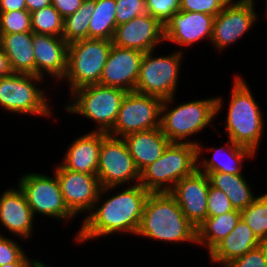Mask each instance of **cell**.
Returning a JSON list of instances; mask_svg holds the SVG:
<instances>
[{
    "label": "cell",
    "instance_id": "obj_1",
    "mask_svg": "<svg viewBox=\"0 0 267 267\" xmlns=\"http://www.w3.org/2000/svg\"><path fill=\"white\" fill-rule=\"evenodd\" d=\"M117 188L119 186L101 188L92 211L78 226L79 231L74 236L76 243L85 245V242L93 239L95 241L97 238H108L115 234L121 237L127 234L136 235L149 192L140 183L120 186L122 190ZM115 189L118 192L113 194Z\"/></svg>",
    "mask_w": 267,
    "mask_h": 267
},
{
    "label": "cell",
    "instance_id": "obj_2",
    "mask_svg": "<svg viewBox=\"0 0 267 267\" xmlns=\"http://www.w3.org/2000/svg\"><path fill=\"white\" fill-rule=\"evenodd\" d=\"M202 98L184 101L178 105H175V100L178 99L176 96L163 99L160 129L170 142L197 145L201 140H195L193 135L197 136L209 126L215 129L218 128L215 127L214 119L216 120L222 109H225L223 108L225 105L224 99L222 96H217V94L213 97L211 95V97Z\"/></svg>",
    "mask_w": 267,
    "mask_h": 267
},
{
    "label": "cell",
    "instance_id": "obj_3",
    "mask_svg": "<svg viewBox=\"0 0 267 267\" xmlns=\"http://www.w3.org/2000/svg\"><path fill=\"white\" fill-rule=\"evenodd\" d=\"M140 236L167 245L197 244V228L184 216L169 192L149 193L147 196L135 237Z\"/></svg>",
    "mask_w": 267,
    "mask_h": 267
},
{
    "label": "cell",
    "instance_id": "obj_4",
    "mask_svg": "<svg viewBox=\"0 0 267 267\" xmlns=\"http://www.w3.org/2000/svg\"><path fill=\"white\" fill-rule=\"evenodd\" d=\"M226 121H223L227 139L252 149L256 154L265 134L264 114L244 76L234 75L229 92Z\"/></svg>",
    "mask_w": 267,
    "mask_h": 267
},
{
    "label": "cell",
    "instance_id": "obj_5",
    "mask_svg": "<svg viewBox=\"0 0 267 267\" xmlns=\"http://www.w3.org/2000/svg\"><path fill=\"white\" fill-rule=\"evenodd\" d=\"M127 91L101 84L80 87L68 94L64 110L67 114L80 115L96 127L91 131L109 133L115 124L120 106Z\"/></svg>",
    "mask_w": 267,
    "mask_h": 267
},
{
    "label": "cell",
    "instance_id": "obj_6",
    "mask_svg": "<svg viewBox=\"0 0 267 267\" xmlns=\"http://www.w3.org/2000/svg\"><path fill=\"white\" fill-rule=\"evenodd\" d=\"M46 82L47 79L32 74L12 73L1 77L0 109L6 111V114H17L19 117L23 115L44 119L53 117L51 97H48L49 94L46 88L44 89L46 86H43Z\"/></svg>",
    "mask_w": 267,
    "mask_h": 267
},
{
    "label": "cell",
    "instance_id": "obj_7",
    "mask_svg": "<svg viewBox=\"0 0 267 267\" xmlns=\"http://www.w3.org/2000/svg\"><path fill=\"white\" fill-rule=\"evenodd\" d=\"M197 170V145L171 142L162 156L140 172L139 183L149 193L170 192Z\"/></svg>",
    "mask_w": 267,
    "mask_h": 267
},
{
    "label": "cell",
    "instance_id": "obj_8",
    "mask_svg": "<svg viewBox=\"0 0 267 267\" xmlns=\"http://www.w3.org/2000/svg\"><path fill=\"white\" fill-rule=\"evenodd\" d=\"M112 40L80 39L69 43L68 66L63 83L72 91L87 85L100 84Z\"/></svg>",
    "mask_w": 267,
    "mask_h": 267
},
{
    "label": "cell",
    "instance_id": "obj_9",
    "mask_svg": "<svg viewBox=\"0 0 267 267\" xmlns=\"http://www.w3.org/2000/svg\"><path fill=\"white\" fill-rule=\"evenodd\" d=\"M174 50L163 56L161 54L155 56L156 50L144 53L134 91L161 99L177 95L185 53L179 49Z\"/></svg>",
    "mask_w": 267,
    "mask_h": 267
},
{
    "label": "cell",
    "instance_id": "obj_10",
    "mask_svg": "<svg viewBox=\"0 0 267 267\" xmlns=\"http://www.w3.org/2000/svg\"><path fill=\"white\" fill-rule=\"evenodd\" d=\"M17 184L23 191L34 217L42 215L62 223L76 219L64 203L58 179L53 172L51 176L28 171L19 176Z\"/></svg>",
    "mask_w": 267,
    "mask_h": 267
},
{
    "label": "cell",
    "instance_id": "obj_11",
    "mask_svg": "<svg viewBox=\"0 0 267 267\" xmlns=\"http://www.w3.org/2000/svg\"><path fill=\"white\" fill-rule=\"evenodd\" d=\"M96 175L101 187L130 186L139 183L140 171L123 138L112 137L102 132Z\"/></svg>",
    "mask_w": 267,
    "mask_h": 267
},
{
    "label": "cell",
    "instance_id": "obj_12",
    "mask_svg": "<svg viewBox=\"0 0 267 267\" xmlns=\"http://www.w3.org/2000/svg\"><path fill=\"white\" fill-rule=\"evenodd\" d=\"M163 99L138 93L127 92L122 100L113 129L108 135L123 138L134 132H143L160 128Z\"/></svg>",
    "mask_w": 267,
    "mask_h": 267
},
{
    "label": "cell",
    "instance_id": "obj_13",
    "mask_svg": "<svg viewBox=\"0 0 267 267\" xmlns=\"http://www.w3.org/2000/svg\"><path fill=\"white\" fill-rule=\"evenodd\" d=\"M256 4L254 1H229L215 16L210 42L215 51L225 52L259 23L257 20L262 14L256 11Z\"/></svg>",
    "mask_w": 267,
    "mask_h": 267
},
{
    "label": "cell",
    "instance_id": "obj_14",
    "mask_svg": "<svg viewBox=\"0 0 267 267\" xmlns=\"http://www.w3.org/2000/svg\"><path fill=\"white\" fill-rule=\"evenodd\" d=\"M53 173L56 175L63 200L69 211L78 218L88 215L99 196L101 184L97 175L81 174L64 168L59 162Z\"/></svg>",
    "mask_w": 267,
    "mask_h": 267
},
{
    "label": "cell",
    "instance_id": "obj_15",
    "mask_svg": "<svg viewBox=\"0 0 267 267\" xmlns=\"http://www.w3.org/2000/svg\"><path fill=\"white\" fill-rule=\"evenodd\" d=\"M215 16L201 12L179 11L174 13L163 25L165 44L174 43L181 52L198 45L207 39L211 42ZM187 49H185V48ZM185 49V50H184Z\"/></svg>",
    "mask_w": 267,
    "mask_h": 267
},
{
    "label": "cell",
    "instance_id": "obj_16",
    "mask_svg": "<svg viewBox=\"0 0 267 267\" xmlns=\"http://www.w3.org/2000/svg\"><path fill=\"white\" fill-rule=\"evenodd\" d=\"M113 45L136 49L143 53L156 50L164 44V26L148 13L134 17L127 23L116 26Z\"/></svg>",
    "mask_w": 267,
    "mask_h": 267
},
{
    "label": "cell",
    "instance_id": "obj_17",
    "mask_svg": "<svg viewBox=\"0 0 267 267\" xmlns=\"http://www.w3.org/2000/svg\"><path fill=\"white\" fill-rule=\"evenodd\" d=\"M68 48L63 37L33 33L35 75L51 78L60 86L67 72Z\"/></svg>",
    "mask_w": 267,
    "mask_h": 267
},
{
    "label": "cell",
    "instance_id": "obj_18",
    "mask_svg": "<svg viewBox=\"0 0 267 267\" xmlns=\"http://www.w3.org/2000/svg\"><path fill=\"white\" fill-rule=\"evenodd\" d=\"M221 147H206L202 142L197 144V170L201 173L223 172L232 175H244V163L256 157V153L248 148L228 139ZM207 151V152H206ZM204 152V153H203ZM212 153V157H204L205 153Z\"/></svg>",
    "mask_w": 267,
    "mask_h": 267
},
{
    "label": "cell",
    "instance_id": "obj_19",
    "mask_svg": "<svg viewBox=\"0 0 267 267\" xmlns=\"http://www.w3.org/2000/svg\"><path fill=\"white\" fill-rule=\"evenodd\" d=\"M34 221L32 209L19 186L3 190L0 194V225L9 233L8 236L29 241L35 228Z\"/></svg>",
    "mask_w": 267,
    "mask_h": 267
},
{
    "label": "cell",
    "instance_id": "obj_20",
    "mask_svg": "<svg viewBox=\"0 0 267 267\" xmlns=\"http://www.w3.org/2000/svg\"><path fill=\"white\" fill-rule=\"evenodd\" d=\"M209 185L208 176L196 170L178 181L169 192L196 228L207 218Z\"/></svg>",
    "mask_w": 267,
    "mask_h": 267
},
{
    "label": "cell",
    "instance_id": "obj_21",
    "mask_svg": "<svg viewBox=\"0 0 267 267\" xmlns=\"http://www.w3.org/2000/svg\"><path fill=\"white\" fill-rule=\"evenodd\" d=\"M143 56L144 53L139 50L112 45L100 84L122 88L127 92L134 91Z\"/></svg>",
    "mask_w": 267,
    "mask_h": 267
},
{
    "label": "cell",
    "instance_id": "obj_22",
    "mask_svg": "<svg viewBox=\"0 0 267 267\" xmlns=\"http://www.w3.org/2000/svg\"><path fill=\"white\" fill-rule=\"evenodd\" d=\"M76 137L59 162L64 168L81 174L97 173L99 151L102 144V132L87 131Z\"/></svg>",
    "mask_w": 267,
    "mask_h": 267
},
{
    "label": "cell",
    "instance_id": "obj_23",
    "mask_svg": "<svg viewBox=\"0 0 267 267\" xmlns=\"http://www.w3.org/2000/svg\"><path fill=\"white\" fill-rule=\"evenodd\" d=\"M262 242L242 218L235 228L222 239L208 254L210 264L227 267L236 258L258 247Z\"/></svg>",
    "mask_w": 267,
    "mask_h": 267
},
{
    "label": "cell",
    "instance_id": "obj_24",
    "mask_svg": "<svg viewBox=\"0 0 267 267\" xmlns=\"http://www.w3.org/2000/svg\"><path fill=\"white\" fill-rule=\"evenodd\" d=\"M123 140L140 172L158 160L171 143L160 128L130 133L125 135Z\"/></svg>",
    "mask_w": 267,
    "mask_h": 267
},
{
    "label": "cell",
    "instance_id": "obj_25",
    "mask_svg": "<svg viewBox=\"0 0 267 267\" xmlns=\"http://www.w3.org/2000/svg\"><path fill=\"white\" fill-rule=\"evenodd\" d=\"M0 47L6 53L13 73L35 75L32 31L0 34Z\"/></svg>",
    "mask_w": 267,
    "mask_h": 267
},
{
    "label": "cell",
    "instance_id": "obj_26",
    "mask_svg": "<svg viewBox=\"0 0 267 267\" xmlns=\"http://www.w3.org/2000/svg\"><path fill=\"white\" fill-rule=\"evenodd\" d=\"M206 175L210 185L222 190L236 210L242 211L258 196L255 195L257 193L253 192L250 181L244 175H232L223 172H209Z\"/></svg>",
    "mask_w": 267,
    "mask_h": 267
},
{
    "label": "cell",
    "instance_id": "obj_27",
    "mask_svg": "<svg viewBox=\"0 0 267 267\" xmlns=\"http://www.w3.org/2000/svg\"><path fill=\"white\" fill-rule=\"evenodd\" d=\"M241 212L234 209L216 217H207L197 227V246L209 253L237 225Z\"/></svg>",
    "mask_w": 267,
    "mask_h": 267
},
{
    "label": "cell",
    "instance_id": "obj_28",
    "mask_svg": "<svg viewBox=\"0 0 267 267\" xmlns=\"http://www.w3.org/2000/svg\"><path fill=\"white\" fill-rule=\"evenodd\" d=\"M116 26V0H95L89 24V39L112 40Z\"/></svg>",
    "mask_w": 267,
    "mask_h": 267
},
{
    "label": "cell",
    "instance_id": "obj_29",
    "mask_svg": "<svg viewBox=\"0 0 267 267\" xmlns=\"http://www.w3.org/2000/svg\"><path fill=\"white\" fill-rule=\"evenodd\" d=\"M95 8V0H84L73 14L64 18L62 37L67 43L89 39V24Z\"/></svg>",
    "mask_w": 267,
    "mask_h": 267
},
{
    "label": "cell",
    "instance_id": "obj_30",
    "mask_svg": "<svg viewBox=\"0 0 267 267\" xmlns=\"http://www.w3.org/2000/svg\"><path fill=\"white\" fill-rule=\"evenodd\" d=\"M240 212L241 218L252 229L254 235L262 243H267V191L259 194Z\"/></svg>",
    "mask_w": 267,
    "mask_h": 267
},
{
    "label": "cell",
    "instance_id": "obj_31",
    "mask_svg": "<svg viewBox=\"0 0 267 267\" xmlns=\"http://www.w3.org/2000/svg\"><path fill=\"white\" fill-rule=\"evenodd\" d=\"M63 23L64 18L52 4L31 13L33 33L62 37Z\"/></svg>",
    "mask_w": 267,
    "mask_h": 267
},
{
    "label": "cell",
    "instance_id": "obj_32",
    "mask_svg": "<svg viewBox=\"0 0 267 267\" xmlns=\"http://www.w3.org/2000/svg\"><path fill=\"white\" fill-rule=\"evenodd\" d=\"M32 31L31 13L28 10L0 12V34Z\"/></svg>",
    "mask_w": 267,
    "mask_h": 267
},
{
    "label": "cell",
    "instance_id": "obj_33",
    "mask_svg": "<svg viewBox=\"0 0 267 267\" xmlns=\"http://www.w3.org/2000/svg\"><path fill=\"white\" fill-rule=\"evenodd\" d=\"M146 13L159 20L163 25L180 11V0H145Z\"/></svg>",
    "mask_w": 267,
    "mask_h": 267
},
{
    "label": "cell",
    "instance_id": "obj_34",
    "mask_svg": "<svg viewBox=\"0 0 267 267\" xmlns=\"http://www.w3.org/2000/svg\"><path fill=\"white\" fill-rule=\"evenodd\" d=\"M146 13L145 0H116V24L129 22Z\"/></svg>",
    "mask_w": 267,
    "mask_h": 267
},
{
    "label": "cell",
    "instance_id": "obj_35",
    "mask_svg": "<svg viewBox=\"0 0 267 267\" xmlns=\"http://www.w3.org/2000/svg\"><path fill=\"white\" fill-rule=\"evenodd\" d=\"M229 0H180V11L201 12L216 16Z\"/></svg>",
    "mask_w": 267,
    "mask_h": 267
},
{
    "label": "cell",
    "instance_id": "obj_36",
    "mask_svg": "<svg viewBox=\"0 0 267 267\" xmlns=\"http://www.w3.org/2000/svg\"><path fill=\"white\" fill-rule=\"evenodd\" d=\"M233 210L234 208L226 194L222 190L209 185L207 217H216Z\"/></svg>",
    "mask_w": 267,
    "mask_h": 267
},
{
    "label": "cell",
    "instance_id": "obj_37",
    "mask_svg": "<svg viewBox=\"0 0 267 267\" xmlns=\"http://www.w3.org/2000/svg\"><path fill=\"white\" fill-rule=\"evenodd\" d=\"M0 234V266L17 262L26 252L14 237Z\"/></svg>",
    "mask_w": 267,
    "mask_h": 267
},
{
    "label": "cell",
    "instance_id": "obj_38",
    "mask_svg": "<svg viewBox=\"0 0 267 267\" xmlns=\"http://www.w3.org/2000/svg\"><path fill=\"white\" fill-rule=\"evenodd\" d=\"M227 267H267V243H262L236 258Z\"/></svg>",
    "mask_w": 267,
    "mask_h": 267
},
{
    "label": "cell",
    "instance_id": "obj_39",
    "mask_svg": "<svg viewBox=\"0 0 267 267\" xmlns=\"http://www.w3.org/2000/svg\"><path fill=\"white\" fill-rule=\"evenodd\" d=\"M83 2L84 0H52V5L65 18L77 11Z\"/></svg>",
    "mask_w": 267,
    "mask_h": 267
},
{
    "label": "cell",
    "instance_id": "obj_40",
    "mask_svg": "<svg viewBox=\"0 0 267 267\" xmlns=\"http://www.w3.org/2000/svg\"><path fill=\"white\" fill-rule=\"evenodd\" d=\"M27 10L25 0H0V12Z\"/></svg>",
    "mask_w": 267,
    "mask_h": 267
},
{
    "label": "cell",
    "instance_id": "obj_41",
    "mask_svg": "<svg viewBox=\"0 0 267 267\" xmlns=\"http://www.w3.org/2000/svg\"><path fill=\"white\" fill-rule=\"evenodd\" d=\"M29 253H25L17 262L4 264L0 267H37L39 259L29 258Z\"/></svg>",
    "mask_w": 267,
    "mask_h": 267
},
{
    "label": "cell",
    "instance_id": "obj_42",
    "mask_svg": "<svg viewBox=\"0 0 267 267\" xmlns=\"http://www.w3.org/2000/svg\"><path fill=\"white\" fill-rule=\"evenodd\" d=\"M13 72L6 53L0 47V78L11 75Z\"/></svg>",
    "mask_w": 267,
    "mask_h": 267
},
{
    "label": "cell",
    "instance_id": "obj_43",
    "mask_svg": "<svg viewBox=\"0 0 267 267\" xmlns=\"http://www.w3.org/2000/svg\"><path fill=\"white\" fill-rule=\"evenodd\" d=\"M27 10L32 13L52 4V0H25Z\"/></svg>",
    "mask_w": 267,
    "mask_h": 267
},
{
    "label": "cell",
    "instance_id": "obj_44",
    "mask_svg": "<svg viewBox=\"0 0 267 267\" xmlns=\"http://www.w3.org/2000/svg\"><path fill=\"white\" fill-rule=\"evenodd\" d=\"M37 267H52V266L44 264V261L42 262L41 259H39V261L37 263Z\"/></svg>",
    "mask_w": 267,
    "mask_h": 267
},
{
    "label": "cell",
    "instance_id": "obj_45",
    "mask_svg": "<svg viewBox=\"0 0 267 267\" xmlns=\"http://www.w3.org/2000/svg\"><path fill=\"white\" fill-rule=\"evenodd\" d=\"M264 4H265V9H263L264 10V12H265V18H267V0H265V2H264Z\"/></svg>",
    "mask_w": 267,
    "mask_h": 267
},
{
    "label": "cell",
    "instance_id": "obj_46",
    "mask_svg": "<svg viewBox=\"0 0 267 267\" xmlns=\"http://www.w3.org/2000/svg\"><path fill=\"white\" fill-rule=\"evenodd\" d=\"M229 1H254L256 2L257 0H229Z\"/></svg>",
    "mask_w": 267,
    "mask_h": 267
}]
</instances>
